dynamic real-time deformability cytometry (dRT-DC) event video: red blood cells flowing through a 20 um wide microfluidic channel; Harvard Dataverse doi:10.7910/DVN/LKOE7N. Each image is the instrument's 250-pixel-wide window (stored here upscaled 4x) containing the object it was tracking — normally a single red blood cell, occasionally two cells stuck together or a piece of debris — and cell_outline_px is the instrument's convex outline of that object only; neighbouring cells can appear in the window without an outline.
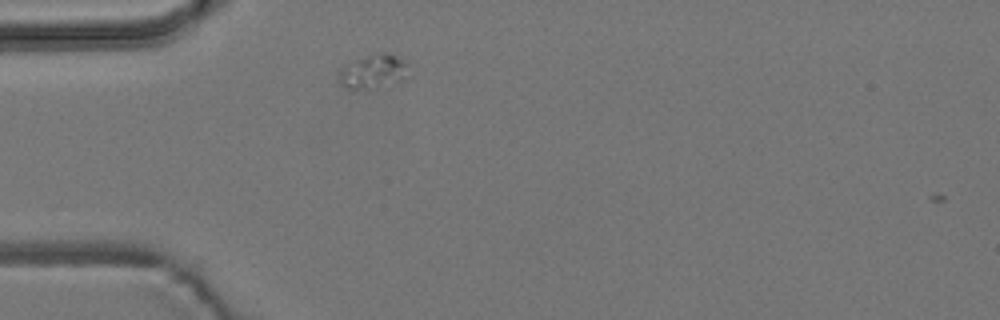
{"species": "common noctule bat (a hibernating species)", "species_latin": "Nyctalus noctula", "temperature_condition": "room temperature", "stored_images_in_passage": 4, "camera_frame_rate_fps": 3000, "um_per_image_px": 0.085, "animal": {"sex": "male", "body_mass_g": 19.2, "forearm_length_mm": 51.8}, "frame": {"image": 1, "passage_image": 3, "time_ms": 0.667, "image_size_px": [1000, 320], "cell_outline_px": [[408, 64], [404, 80], [396, 84], [360, 88], [348, 88], [340, 84], [336, 80], [336, 76], [352, 60], [384, 52], [388, 52], [396, 56]], "centroid_in_image_um": [31.72, 6.08], "position_along_channel_um": 53.3, "area_um2": 13.53}}